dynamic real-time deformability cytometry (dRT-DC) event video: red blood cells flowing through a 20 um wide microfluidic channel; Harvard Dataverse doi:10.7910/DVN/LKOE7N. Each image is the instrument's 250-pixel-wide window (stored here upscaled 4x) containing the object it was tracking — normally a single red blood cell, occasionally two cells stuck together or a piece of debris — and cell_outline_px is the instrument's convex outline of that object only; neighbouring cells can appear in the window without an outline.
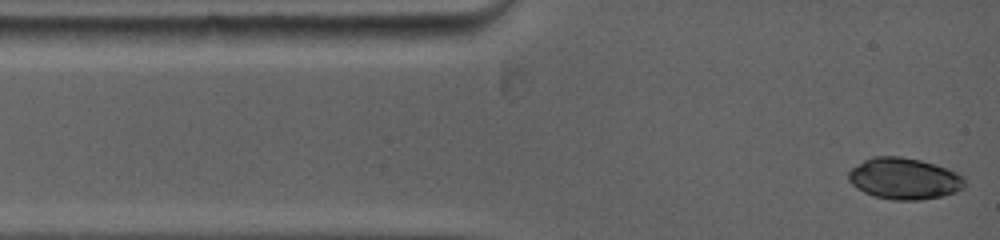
{"species": "common noctule bat (a hibernating species)", "species_latin": "Nyctalus noctula", "temperature_condition": "warm", "stored_images_in_passage": 31, "camera_frame_rate_fps": 5000, "um_per_image_px": 0.085, "animal": {"sex": "female", "body_mass_g": 19.0, "forearm_length_mm": 53.3}, "frame": {"image": 1, "passage_image": 1, "time_ms": 0.0, "image_size_px": [1000, 240], "cell_outline_px": [[964, 188], [956, 192], [944, 196], [920, 200], [892, 200], [872, 196], [856, 188], [848, 180], [848, 172], [852, 168], [864, 160], [876, 156], [900, 156], [920, 160], [936, 164], [960, 172], [964, 176]], "centroid_in_image_um": [76.89, 15.19], "position_along_channel_um": 8.1, "area_um2": 28.44}}
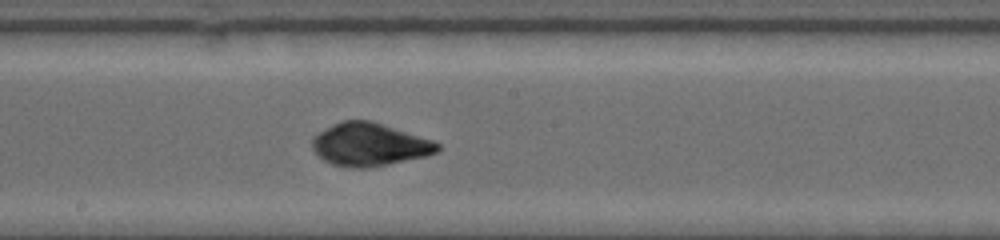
{"frame": {"image": 2, "passage_image": 16, "time_ms": 6.4, "image_size_px": [1000, 240], "cell_outline_px": [[440, 152], [428, 156], [368, 168], [348, 168], [332, 164], [324, 160], [312, 148], [312, 140], [320, 132], [340, 120], [372, 120], [432, 140], [440, 144]], "centroid_in_image_um": [31.44, 12.29], "position_along_channel_um": 216.8, "area_um2": 31.39}}
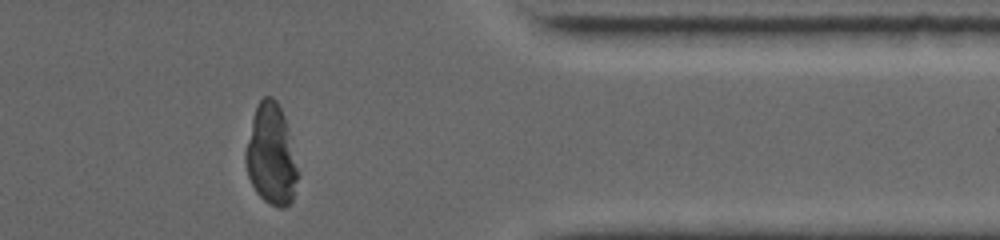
{"frame": {"image": 3, "passage_image": 28, "time_ms": 11.2, "image_size_px": [1000, 240], "cell_outline_px": [[300, 176], [292, 200], [284, 208], [276, 208], [268, 204], [256, 192], [248, 176], [244, 160], [244, 152], [252, 120], [256, 108], [260, 100], [264, 96], [272, 96], [276, 100], [284, 116], [288, 128]], "centroid_in_image_um": [23.06, 13.2], "position_along_channel_um": 388.3, "area_um2": 30.92}}